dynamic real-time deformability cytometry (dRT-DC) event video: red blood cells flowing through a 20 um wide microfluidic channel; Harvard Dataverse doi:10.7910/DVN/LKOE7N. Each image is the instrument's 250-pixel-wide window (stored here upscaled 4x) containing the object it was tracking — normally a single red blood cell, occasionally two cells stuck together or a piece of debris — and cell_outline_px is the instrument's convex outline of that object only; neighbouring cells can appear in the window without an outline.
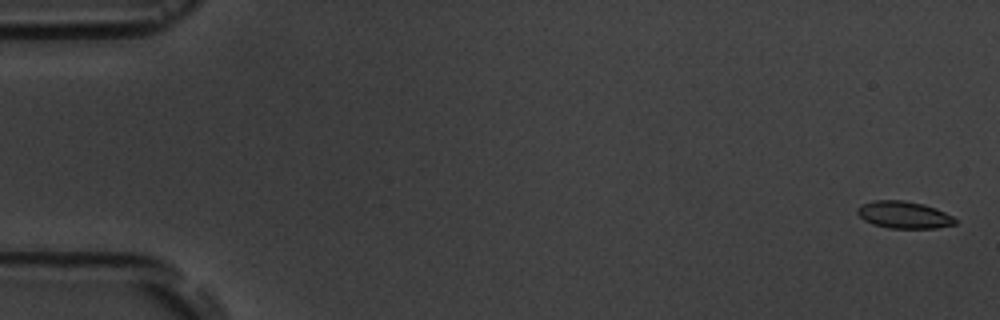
{"species": "common noctule bat (a hibernating species)", "species_latin": "Nyctalus noctula", "temperature_condition": "room temperature", "stored_images_in_passage": 6, "camera_frame_rate_fps": 3000, "um_per_image_px": 0.085, "animal": {"sex": "male", "body_mass_g": 19.5, "forearm_length_mm": 54.6}, "frame": {"image": 1, "passage_image": 1, "time_ms": 0.0, "image_size_px": [1000, 320], "cell_outline_px": [[956, 224], [936, 228], [888, 228], [872, 224], [864, 220], [856, 212], [856, 208], [872, 200], [900, 200], [924, 204], [936, 208], [952, 216], [956, 220]], "centroid_in_image_um": [76.82, 18.26], "position_along_channel_um": 8.2, "area_um2": 15.43}}